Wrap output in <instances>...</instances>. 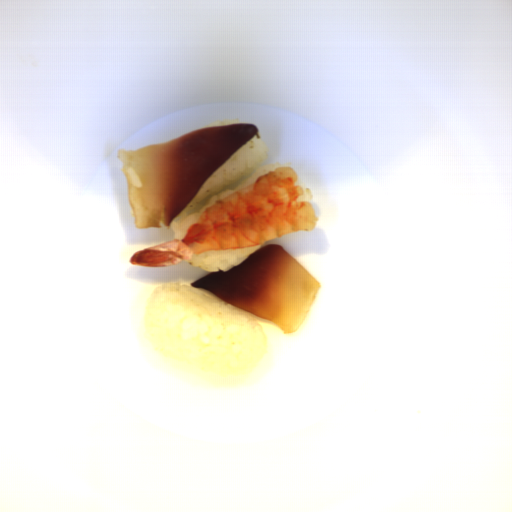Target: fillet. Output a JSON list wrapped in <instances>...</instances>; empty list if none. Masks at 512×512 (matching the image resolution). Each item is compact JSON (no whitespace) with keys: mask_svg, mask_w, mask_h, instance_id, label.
Segmentation results:
<instances>
[{"mask_svg":"<svg viewBox=\"0 0 512 512\" xmlns=\"http://www.w3.org/2000/svg\"><path fill=\"white\" fill-rule=\"evenodd\" d=\"M260 131L253 123L203 126L166 143L117 150L135 228H170L207 179Z\"/></svg>","mask_w":512,"mask_h":512,"instance_id":"1","label":"fillet"},{"mask_svg":"<svg viewBox=\"0 0 512 512\" xmlns=\"http://www.w3.org/2000/svg\"><path fill=\"white\" fill-rule=\"evenodd\" d=\"M191 285L265 318L286 336L303 326L321 289L315 276L281 244L258 247L232 269L213 271Z\"/></svg>","mask_w":512,"mask_h":512,"instance_id":"2","label":"fillet"}]
</instances>
